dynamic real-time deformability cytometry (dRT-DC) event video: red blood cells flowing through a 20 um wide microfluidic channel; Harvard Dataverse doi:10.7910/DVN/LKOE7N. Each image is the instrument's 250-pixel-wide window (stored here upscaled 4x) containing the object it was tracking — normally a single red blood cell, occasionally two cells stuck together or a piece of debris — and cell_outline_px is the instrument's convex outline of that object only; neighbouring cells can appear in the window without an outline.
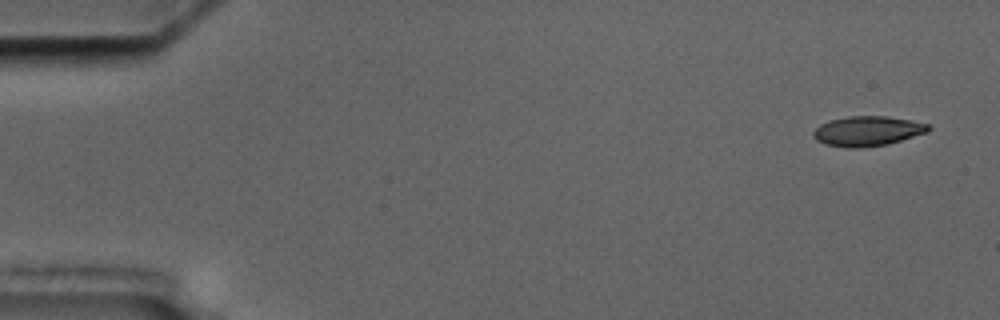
{"species": "common noctule bat (a hibernating species)", "species_latin": "Nyctalus noctula", "temperature_condition": "cold", "stored_images_in_passage": 5, "camera_frame_rate_fps": 3000, "um_per_image_px": 0.085, "animal": {"sex": "male", "body_mass_g": 17.5, "forearm_length_mm": 52.3}, "frame": {"image": 1, "passage_image": 1, "time_ms": 0.0, "image_size_px": [1000, 320], "cell_outline_px": [[932, 128], [928, 132], [888, 144], [860, 148], [848, 148], [824, 144], [816, 140], [812, 136], [812, 132], [820, 124], [828, 120], [848, 116], [888, 116], [928, 124]], "centroid_in_image_um": [73.7, 11.14], "position_along_channel_um": 11.3, "area_um2": 20.17}}
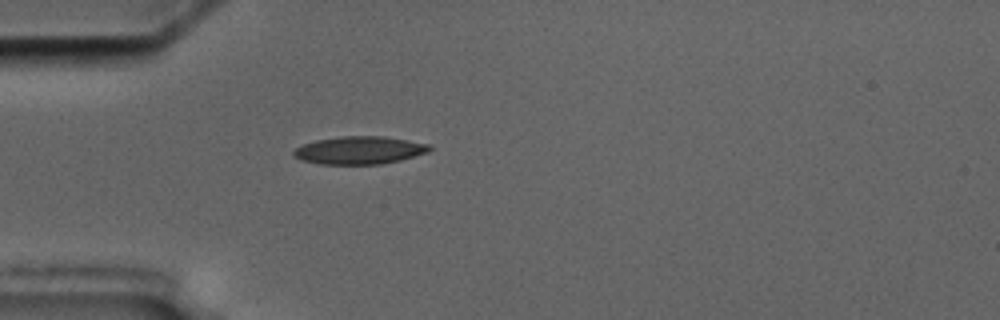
{"frame": {"image": 2, "passage_image": 5, "time_ms": 4.667, "image_size_px": [1000, 320], "cell_outline_px": [[432, 148], [428, 152], [400, 160], [380, 164], [320, 164], [300, 160], [292, 156], [292, 152], [296, 148], [304, 144], [316, 140], [340, 136], [384, 136], [428, 144]], "centroid_in_image_um": [30.51, 12.77], "position_along_channel_um": 54.5, "area_um2": 21.96}}